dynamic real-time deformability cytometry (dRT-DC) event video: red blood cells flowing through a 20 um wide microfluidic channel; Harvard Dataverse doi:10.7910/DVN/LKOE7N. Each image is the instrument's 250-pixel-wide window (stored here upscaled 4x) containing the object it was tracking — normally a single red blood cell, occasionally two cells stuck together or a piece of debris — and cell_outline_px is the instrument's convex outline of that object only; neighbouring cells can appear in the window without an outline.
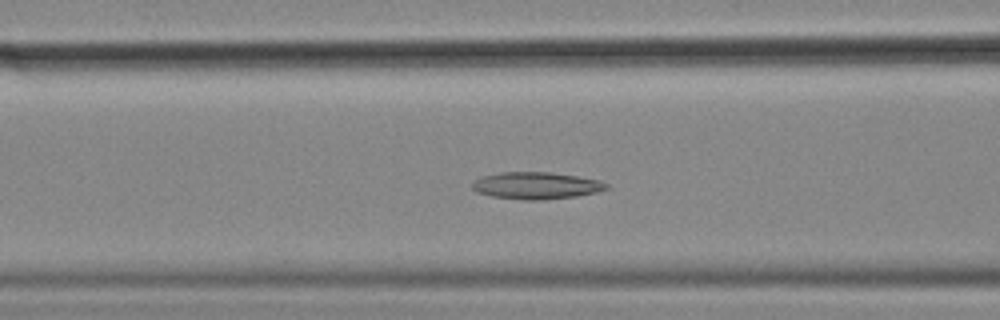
{"species": "common noctule bat (a hibernating species)", "species_latin": "Nyctalus noctula", "temperature_condition": "cold", "stored_images_in_passage": 43, "camera_frame_rate_fps": 3000, "um_per_image_px": 0.085, "animal": {"sex": "female", "body_mass_g": 18.4}, "frame": {"image": 1, "passage_image": 9, "time_ms": 2.667, "image_size_px": [1000, 320], "cell_outline_px": [[608, 188], [596, 192], [576, 196], [540, 200], [524, 200], [492, 196], [476, 192], [472, 188], [472, 184], [476, 180], [484, 176], [500, 172], [552, 172], [600, 180], [608, 184]], "centroid_in_image_um": [45.58, 15.77], "position_along_channel_um": 121.0, "area_um2": 20.98}}
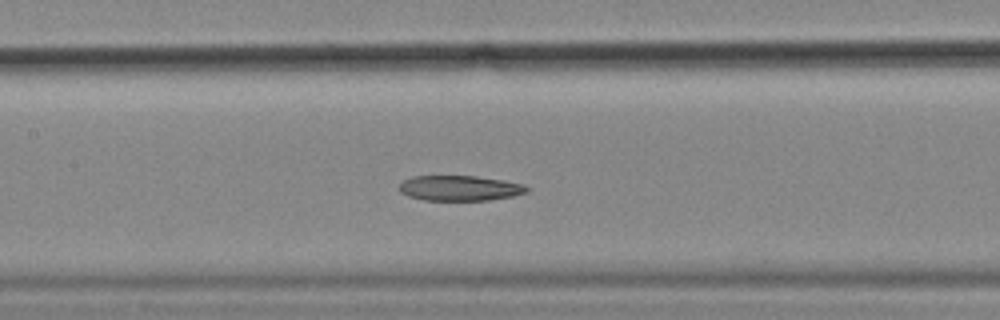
{"frame": {"image": 2, "passage_image": 13, "time_ms": 4.0, "image_size_px": [1000, 320], "cell_outline_px": [[528, 192], [512, 196], [488, 200], [424, 200], [408, 196], [400, 192], [400, 184], [404, 180], [412, 176], [476, 176], [504, 180], [524, 184], [528, 188]], "centroid_in_image_um": [39.09, 15.99], "position_along_channel_um": 168.3, "area_um2": 18.73}}
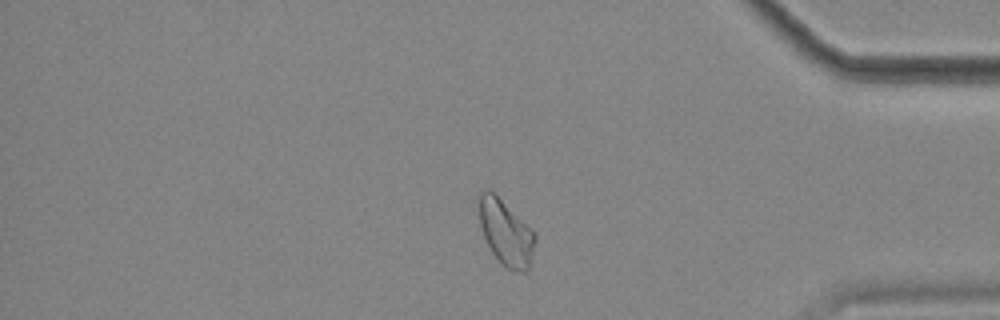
{"frame": {"image": 3, "passage_image": 34, "time_ms": 11.0, "image_size_px": [1000, 320], "cell_outline_px": [[536, 240], [528, 268], [524, 272], [520, 272], [508, 268], [500, 264], [492, 252], [484, 236], [480, 224], [476, 200], [480, 192], [484, 188], [488, 188], [536, 232]], "centroid_in_image_um": [42.96, 19.73], "position_along_channel_um": 392.2, "area_um2": 21.5}}